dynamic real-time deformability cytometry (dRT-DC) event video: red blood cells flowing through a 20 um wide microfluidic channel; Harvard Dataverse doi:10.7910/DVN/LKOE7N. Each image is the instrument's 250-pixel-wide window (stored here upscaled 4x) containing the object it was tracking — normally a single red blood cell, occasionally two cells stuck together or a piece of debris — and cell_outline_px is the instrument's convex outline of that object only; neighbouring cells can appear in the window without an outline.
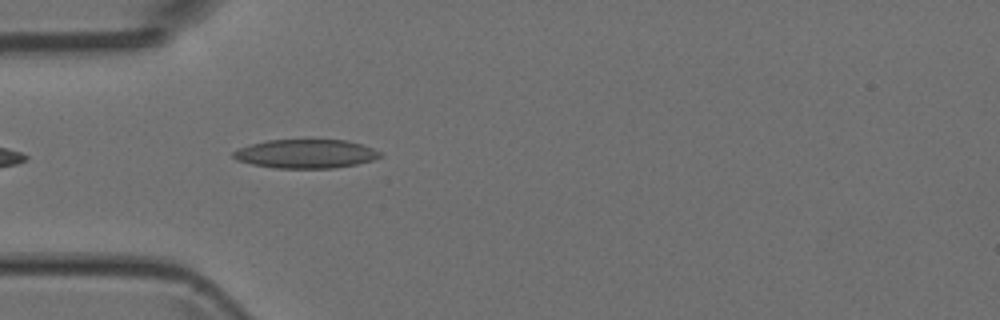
{"species": "Egyptian fruit bat (a non-hibernating species)", "species_latin": "Rousettus aegyptiacus", "temperature_condition": "room temperature", "stored_images_in_passage": 5, "camera_frame_rate_fps": 3000, "um_per_image_px": 0.085, "animal": {"sex": "female"}, "frame": {"image": 1, "passage_image": 5, "time_ms": 4.667, "image_size_px": [1000, 320], "cell_outline_px": [[384, 156], [372, 160], [356, 164], [332, 168], [276, 168], [252, 164], [236, 160], [232, 156], [232, 152], [240, 148], [252, 144], [268, 140], [348, 140], [384, 152]], "centroid_in_image_um": [26.02, 13.07], "position_along_channel_um": 59.0, "area_um2": 24.62}}